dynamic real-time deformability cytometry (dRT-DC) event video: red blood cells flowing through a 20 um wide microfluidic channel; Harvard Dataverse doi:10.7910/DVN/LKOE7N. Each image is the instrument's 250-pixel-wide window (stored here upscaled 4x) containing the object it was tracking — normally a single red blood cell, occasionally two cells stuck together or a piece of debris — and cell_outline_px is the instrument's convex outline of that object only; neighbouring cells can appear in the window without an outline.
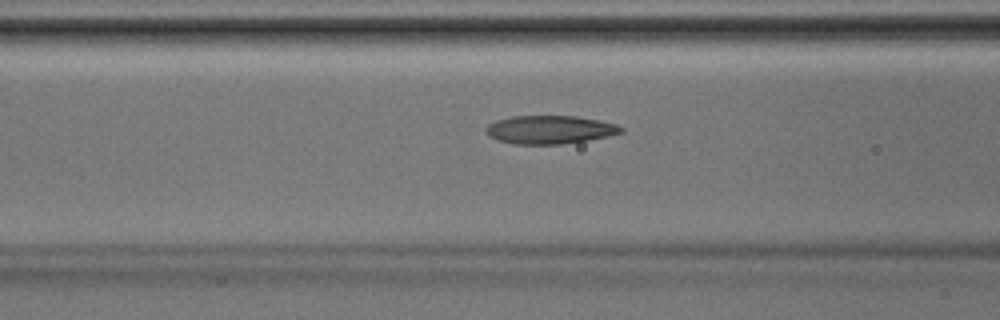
{"species": "Egyptian fruit bat (a non-hibernating species)", "species_latin": "Rousettus aegyptiacus", "temperature_condition": "room temperature", "stored_images_in_passage": 11, "camera_frame_rate_fps": 3000, "um_per_image_px": 0.085, "animal": {"sex": "male"}, "frame": {"image": 1, "passage_image": 10, "time_ms": 3.0, "image_size_px": [1000, 320], "cell_outline_px": [[624, 128], [620, 132], [608, 136], [560, 144], [512, 144], [496, 140], [488, 136], [484, 132], [484, 128], [488, 124], [496, 120], [512, 116], [576, 116], [600, 120], [616, 124]], "centroid_in_image_um": [46.65, 11.02], "position_along_channel_um": 119.9, "area_um2": 22.31}}